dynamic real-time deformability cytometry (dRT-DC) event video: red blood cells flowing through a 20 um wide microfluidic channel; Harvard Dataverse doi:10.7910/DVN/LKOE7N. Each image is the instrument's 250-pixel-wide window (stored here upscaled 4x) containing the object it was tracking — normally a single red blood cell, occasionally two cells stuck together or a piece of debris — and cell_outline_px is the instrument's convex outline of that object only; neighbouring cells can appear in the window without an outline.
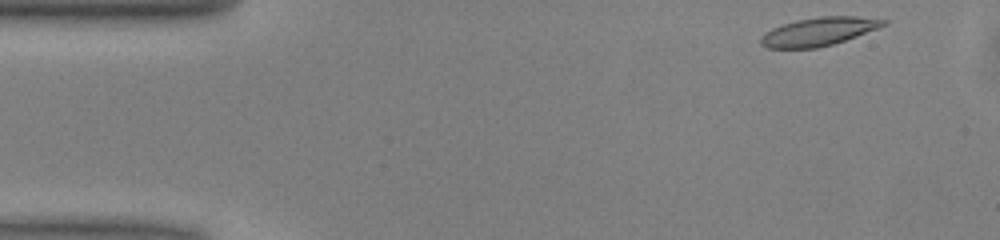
{"species": "common noctule bat (a hibernating species)", "species_latin": "Nyctalus noctula", "temperature_condition": "warm", "stored_images_in_passage": 37, "camera_frame_rate_fps": 3000, "um_per_image_px": 0.085, "animal": {"sex": "male", "body_mass_g": 13.0, "forearm_length_mm": 53.1}, "frame": {"image": 1, "passage_image": 1, "time_ms": 0.0, "image_size_px": [1000, 240], "cell_outline_px": [[888, 24], [856, 36], [832, 44], [816, 48], [768, 48], [760, 44], [760, 36], [764, 32], [772, 28], [796, 20], [820, 16], [856, 16], [888, 20]], "centroid_in_image_um": [69.56, 2.68], "position_along_channel_um": 15.4, "area_um2": 20.17}}
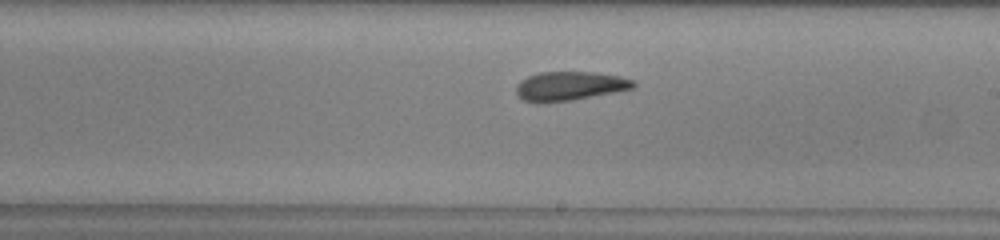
{"frame": {"image": 2, "passage_image": 25, "time_ms": 8.0, "image_size_px": [1000, 240], "cell_outline_px": [[636, 88], [572, 100], [524, 100], [516, 92], [516, 84], [520, 80], [528, 76], [540, 72], [596, 72], [620, 76], [636, 80]], "centroid_in_image_um": [48.52, 7.27], "position_along_channel_um": 240.5, "area_um2": 19.42}}
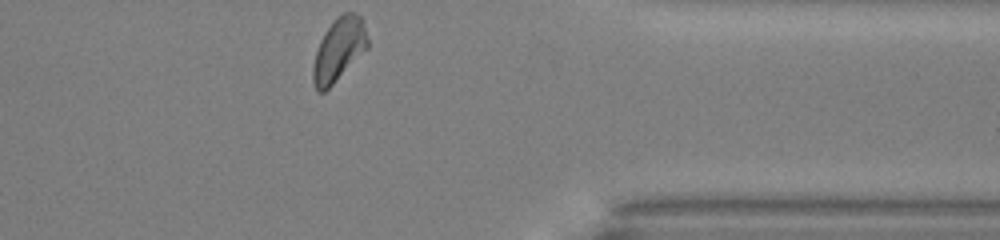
{"frame": {"image": 3, "passage_image": 37, "time_ms": 12.0, "image_size_px": [1000, 240], "cell_outline_px": [[368, 48], [324, 92], [316, 92], [312, 80], [312, 68], [316, 52], [320, 40], [324, 32], [332, 20], [336, 16], [344, 12], [352, 12], [360, 16], [368, 36]], "centroid_in_image_um": [28.78, 4.2], "position_along_channel_um": 382.6, "area_um2": 20.11}, "authors_computed_cell_mechanics": {"area_um2": 20.1722, "velocity_mm_per_s": 3.9963, "shape_relaxation_time_tau1_ms": 4.2109, "shape_relaxation_time_tau2_ms": 2.1191, "deformation_change_tau1": 0.1238, "deformation_change_tau2": 0.0936}}